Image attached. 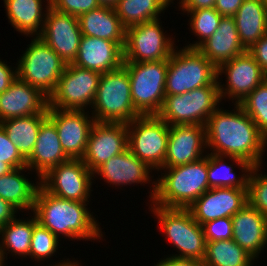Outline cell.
<instances>
[{"instance_id": "1", "label": "cell", "mask_w": 267, "mask_h": 266, "mask_svg": "<svg viewBox=\"0 0 267 266\" xmlns=\"http://www.w3.org/2000/svg\"><path fill=\"white\" fill-rule=\"evenodd\" d=\"M234 109L218 108L205 124L206 145L210 153L241 158L253 166H262L267 139L257 125L234 103Z\"/></svg>"}, {"instance_id": "2", "label": "cell", "mask_w": 267, "mask_h": 266, "mask_svg": "<svg viewBox=\"0 0 267 266\" xmlns=\"http://www.w3.org/2000/svg\"><path fill=\"white\" fill-rule=\"evenodd\" d=\"M87 202L59 198L41 185L36 193L33 212L38 223L58 239L98 240L103 237L99 222L87 208ZM61 236V237H60Z\"/></svg>"}, {"instance_id": "3", "label": "cell", "mask_w": 267, "mask_h": 266, "mask_svg": "<svg viewBox=\"0 0 267 266\" xmlns=\"http://www.w3.org/2000/svg\"><path fill=\"white\" fill-rule=\"evenodd\" d=\"M152 184L150 202L166 208H189L209 188L208 153L197 161L161 168ZM162 170L164 173H162Z\"/></svg>"}, {"instance_id": "4", "label": "cell", "mask_w": 267, "mask_h": 266, "mask_svg": "<svg viewBox=\"0 0 267 266\" xmlns=\"http://www.w3.org/2000/svg\"><path fill=\"white\" fill-rule=\"evenodd\" d=\"M150 206L152 214L158 218V228L178 250L179 254L171 257L202 261L206 251L204 230L189 209L166 208L153 203Z\"/></svg>"}, {"instance_id": "5", "label": "cell", "mask_w": 267, "mask_h": 266, "mask_svg": "<svg viewBox=\"0 0 267 266\" xmlns=\"http://www.w3.org/2000/svg\"><path fill=\"white\" fill-rule=\"evenodd\" d=\"M92 107L96 122L129 124L141 115L132 103L130 79L123 66L101 74Z\"/></svg>"}, {"instance_id": "6", "label": "cell", "mask_w": 267, "mask_h": 266, "mask_svg": "<svg viewBox=\"0 0 267 266\" xmlns=\"http://www.w3.org/2000/svg\"><path fill=\"white\" fill-rule=\"evenodd\" d=\"M208 85H219L217 67L198 49L176 47L168 59L165 95H179Z\"/></svg>"}, {"instance_id": "7", "label": "cell", "mask_w": 267, "mask_h": 266, "mask_svg": "<svg viewBox=\"0 0 267 266\" xmlns=\"http://www.w3.org/2000/svg\"><path fill=\"white\" fill-rule=\"evenodd\" d=\"M219 85H208L179 95H166L157 114L169 126L203 125L220 107Z\"/></svg>"}, {"instance_id": "8", "label": "cell", "mask_w": 267, "mask_h": 266, "mask_svg": "<svg viewBox=\"0 0 267 266\" xmlns=\"http://www.w3.org/2000/svg\"><path fill=\"white\" fill-rule=\"evenodd\" d=\"M134 108L141 115H157L164 103L168 60L124 62Z\"/></svg>"}, {"instance_id": "9", "label": "cell", "mask_w": 267, "mask_h": 266, "mask_svg": "<svg viewBox=\"0 0 267 266\" xmlns=\"http://www.w3.org/2000/svg\"><path fill=\"white\" fill-rule=\"evenodd\" d=\"M27 46L16 63L17 77L49 98L67 64L39 36L32 37Z\"/></svg>"}, {"instance_id": "10", "label": "cell", "mask_w": 267, "mask_h": 266, "mask_svg": "<svg viewBox=\"0 0 267 266\" xmlns=\"http://www.w3.org/2000/svg\"><path fill=\"white\" fill-rule=\"evenodd\" d=\"M128 149L152 169L164 165L170 126L158 115H140L127 124Z\"/></svg>"}, {"instance_id": "11", "label": "cell", "mask_w": 267, "mask_h": 266, "mask_svg": "<svg viewBox=\"0 0 267 266\" xmlns=\"http://www.w3.org/2000/svg\"><path fill=\"white\" fill-rule=\"evenodd\" d=\"M100 76V72L68 63L48 98V108L75 111L92 108Z\"/></svg>"}, {"instance_id": "12", "label": "cell", "mask_w": 267, "mask_h": 266, "mask_svg": "<svg viewBox=\"0 0 267 266\" xmlns=\"http://www.w3.org/2000/svg\"><path fill=\"white\" fill-rule=\"evenodd\" d=\"M160 18L126 28L124 62L168 60L174 49V37L164 33ZM175 45V46H174Z\"/></svg>"}, {"instance_id": "13", "label": "cell", "mask_w": 267, "mask_h": 266, "mask_svg": "<svg viewBox=\"0 0 267 266\" xmlns=\"http://www.w3.org/2000/svg\"><path fill=\"white\" fill-rule=\"evenodd\" d=\"M94 174L82 159H68L40 178V185L59 198L89 202Z\"/></svg>"}, {"instance_id": "14", "label": "cell", "mask_w": 267, "mask_h": 266, "mask_svg": "<svg viewBox=\"0 0 267 266\" xmlns=\"http://www.w3.org/2000/svg\"><path fill=\"white\" fill-rule=\"evenodd\" d=\"M217 73L221 98L231 99L235 104H240L267 79V74L248 51L221 64ZM222 73L225 74L226 85L219 80Z\"/></svg>"}, {"instance_id": "15", "label": "cell", "mask_w": 267, "mask_h": 266, "mask_svg": "<svg viewBox=\"0 0 267 266\" xmlns=\"http://www.w3.org/2000/svg\"><path fill=\"white\" fill-rule=\"evenodd\" d=\"M88 113L89 111L47 108V116L54 122L61 146L70 159H82L86 152L95 123L94 117Z\"/></svg>"}, {"instance_id": "16", "label": "cell", "mask_w": 267, "mask_h": 266, "mask_svg": "<svg viewBox=\"0 0 267 266\" xmlns=\"http://www.w3.org/2000/svg\"><path fill=\"white\" fill-rule=\"evenodd\" d=\"M39 37L53 49L66 64L77 57L82 33L77 16L51 7L46 12L43 30Z\"/></svg>"}, {"instance_id": "17", "label": "cell", "mask_w": 267, "mask_h": 266, "mask_svg": "<svg viewBox=\"0 0 267 266\" xmlns=\"http://www.w3.org/2000/svg\"><path fill=\"white\" fill-rule=\"evenodd\" d=\"M127 149V124L95 121L82 160L94 172L104 162Z\"/></svg>"}, {"instance_id": "18", "label": "cell", "mask_w": 267, "mask_h": 266, "mask_svg": "<svg viewBox=\"0 0 267 266\" xmlns=\"http://www.w3.org/2000/svg\"><path fill=\"white\" fill-rule=\"evenodd\" d=\"M248 204V189L217 187L204 192L188 209L201 226L211 220L232 217Z\"/></svg>"}, {"instance_id": "19", "label": "cell", "mask_w": 267, "mask_h": 266, "mask_svg": "<svg viewBox=\"0 0 267 266\" xmlns=\"http://www.w3.org/2000/svg\"><path fill=\"white\" fill-rule=\"evenodd\" d=\"M205 126L173 125L170 126L167 151L162 168L185 165L206 156Z\"/></svg>"}, {"instance_id": "20", "label": "cell", "mask_w": 267, "mask_h": 266, "mask_svg": "<svg viewBox=\"0 0 267 266\" xmlns=\"http://www.w3.org/2000/svg\"><path fill=\"white\" fill-rule=\"evenodd\" d=\"M48 97L18 77L0 93V122L16 117L47 114Z\"/></svg>"}, {"instance_id": "21", "label": "cell", "mask_w": 267, "mask_h": 266, "mask_svg": "<svg viewBox=\"0 0 267 266\" xmlns=\"http://www.w3.org/2000/svg\"><path fill=\"white\" fill-rule=\"evenodd\" d=\"M124 45L107 39L82 35L77 57L72 64L101 74L114 71L123 66Z\"/></svg>"}, {"instance_id": "22", "label": "cell", "mask_w": 267, "mask_h": 266, "mask_svg": "<svg viewBox=\"0 0 267 266\" xmlns=\"http://www.w3.org/2000/svg\"><path fill=\"white\" fill-rule=\"evenodd\" d=\"M150 170L153 169L127 149L104 162L93 174L94 179L95 176L97 178V175H99L109 185L123 187L131 184L137 185L140 183V185H145L151 183L153 181L151 177L153 178V176L150 175Z\"/></svg>"}, {"instance_id": "23", "label": "cell", "mask_w": 267, "mask_h": 266, "mask_svg": "<svg viewBox=\"0 0 267 266\" xmlns=\"http://www.w3.org/2000/svg\"><path fill=\"white\" fill-rule=\"evenodd\" d=\"M231 218L232 240L256 260L267 245V218L249 203Z\"/></svg>"}, {"instance_id": "24", "label": "cell", "mask_w": 267, "mask_h": 266, "mask_svg": "<svg viewBox=\"0 0 267 266\" xmlns=\"http://www.w3.org/2000/svg\"><path fill=\"white\" fill-rule=\"evenodd\" d=\"M70 159L64 152L54 122L47 117L39 128L32 154L26 160L30 171L35 169L40 179L51 168Z\"/></svg>"}, {"instance_id": "25", "label": "cell", "mask_w": 267, "mask_h": 266, "mask_svg": "<svg viewBox=\"0 0 267 266\" xmlns=\"http://www.w3.org/2000/svg\"><path fill=\"white\" fill-rule=\"evenodd\" d=\"M217 68L245 53L233 17L222 16L215 33L197 48Z\"/></svg>"}, {"instance_id": "26", "label": "cell", "mask_w": 267, "mask_h": 266, "mask_svg": "<svg viewBox=\"0 0 267 266\" xmlns=\"http://www.w3.org/2000/svg\"><path fill=\"white\" fill-rule=\"evenodd\" d=\"M77 18L82 35L125 44L126 28L117 16L115 8L100 6Z\"/></svg>"}, {"instance_id": "27", "label": "cell", "mask_w": 267, "mask_h": 266, "mask_svg": "<svg viewBox=\"0 0 267 266\" xmlns=\"http://www.w3.org/2000/svg\"><path fill=\"white\" fill-rule=\"evenodd\" d=\"M3 1L8 20L16 31L28 37L41 34L45 21V12L50 7V0H46V8L42 6L44 0Z\"/></svg>"}, {"instance_id": "28", "label": "cell", "mask_w": 267, "mask_h": 266, "mask_svg": "<svg viewBox=\"0 0 267 266\" xmlns=\"http://www.w3.org/2000/svg\"><path fill=\"white\" fill-rule=\"evenodd\" d=\"M233 18L246 50L267 34V6L262 0H244Z\"/></svg>"}, {"instance_id": "29", "label": "cell", "mask_w": 267, "mask_h": 266, "mask_svg": "<svg viewBox=\"0 0 267 266\" xmlns=\"http://www.w3.org/2000/svg\"><path fill=\"white\" fill-rule=\"evenodd\" d=\"M30 169L20 167L0 177V198L10 203L18 211L34 209L37 190L40 187V179L32 183L23 173ZM23 173H22V172ZM22 174V175H21ZM36 184V185H35Z\"/></svg>"}, {"instance_id": "30", "label": "cell", "mask_w": 267, "mask_h": 266, "mask_svg": "<svg viewBox=\"0 0 267 266\" xmlns=\"http://www.w3.org/2000/svg\"><path fill=\"white\" fill-rule=\"evenodd\" d=\"M230 158V159H228ZM224 159L231 160L241 169L240 177L234 171L233 165ZM253 165L241 158L225 157L208 153V184L209 188L230 187L248 189V179ZM237 176V177H236Z\"/></svg>"}, {"instance_id": "31", "label": "cell", "mask_w": 267, "mask_h": 266, "mask_svg": "<svg viewBox=\"0 0 267 266\" xmlns=\"http://www.w3.org/2000/svg\"><path fill=\"white\" fill-rule=\"evenodd\" d=\"M34 229V213L29 219L13 218L6 225L0 227V259L5 265L7 255L27 258L31 245V237ZM6 255V257H5Z\"/></svg>"}, {"instance_id": "32", "label": "cell", "mask_w": 267, "mask_h": 266, "mask_svg": "<svg viewBox=\"0 0 267 266\" xmlns=\"http://www.w3.org/2000/svg\"><path fill=\"white\" fill-rule=\"evenodd\" d=\"M47 117V114H34L10 118L0 122L9 140L16 146L25 160L32 154L41 123Z\"/></svg>"}, {"instance_id": "33", "label": "cell", "mask_w": 267, "mask_h": 266, "mask_svg": "<svg viewBox=\"0 0 267 266\" xmlns=\"http://www.w3.org/2000/svg\"><path fill=\"white\" fill-rule=\"evenodd\" d=\"M173 0H118L115 8L122 25H133L159 19Z\"/></svg>"}, {"instance_id": "34", "label": "cell", "mask_w": 267, "mask_h": 266, "mask_svg": "<svg viewBox=\"0 0 267 266\" xmlns=\"http://www.w3.org/2000/svg\"><path fill=\"white\" fill-rule=\"evenodd\" d=\"M256 261L234 240L206 242L204 266H252Z\"/></svg>"}, {"instance_id": "35", "label": "cell", "mask_w": 267, "mask_h": 266, "mask_svg": "<svg viewBox=\"0 0 267 266\" xmlns=\"http://www.w3.org/2000/svg\"><path fill=\"white\" fill-rule=\"evenodd\" d=\"M190 15L189 25L193 35L197 36L199 41L186 45L185 48L197 49L203 42L211 37L217 30L222 16L215 8H201L195 10H181Z\"/></svg>"}, {"instance_id": "36", "label": "cell", "mask_w": 267, "mask_h": 266, "mask_svg": "<svg viewBox=\"0 0 267 266\" xmlns=\"http://www.w3.org/2000/svg\"><path fill=\"white\" fill-rule=\"evenodd\" d=\"M240 106L267 139V79L252 91L240 103Z\"/></svg>"}, {"instance_id": "37", "label": "cell", "mask_w": 267, "mask_h": 266, "mask_svg": "<svg viewBox=\"0 0 267 266\" xmlns=\"http://www.w3.org/2000/svg\"><path fill=\"white\" fill-rule=\"evenodd\" d=\"M59 240L47 228L38 223L34 214V229L31 237V245L29 250V258H33L36 262L46 261L52 258L53 254H57Z\"/></svg>"}, {"instance_id": "38", "label": "cell", "mask_w": 267, "mask_h": 266, "mask_svg": "<svg viewBox=\"0 0 267 266\" xmlns=\"http://www.w3.org/2000/svg\"><path fill=\"white\" fill-rule=\"evenodd\" d=\"M254 166L248 179V203L267 218V175ZM260 171V173H259Z\"/></svg>"}, {"instance_id": "39", "label": "cell", "mask_w": 267, "mask_h": 266, "mask_svg": "<svg viewBox=\"0 0 267 266\" xmlns=\"http://www.w3.org/2000/svg\"><path fill=\"white\" fill-rule=\"evenodd\" d=\"M206 242L230 240L233 236L231 217L211 220L202 225Z\"/></svg>"}, {"instance_id": "40", "label": "cell", "mask_w": 267, "mask_h": 266, "mask_svg": "<svg viewBox=\"0 0 267 266\" xmlns=\"http://www.w3.org/2000/svg\"><path fill=\"white\" fill-rule=\"evenodd\" d=\"M100 6L98 0H50L51 8L77 17Z\"/></svg>"}, {"instance_id": "41", "label": "cell", "mask_w": 267, "mask_h": 266, "mask_svg": "<svg viewBox=\"0 0 267 266\" xmlns=\"http://www.w3.org/2000/svg\"><path fill=\"white\" fill-rule=\"evenodd\" d=\"M0 161L10 164L14 169L26 167V160L21 156L16 146L9 140L3 127L0 125Z\"/></svg>"}, {"instance_id": "42", "label": "cell", "mask_w": 267, "mask_h": 266, "mask_svg": "<svg viewBox=\"0 0 267 266\" xmlns=\"http://www.w3.org/2000/svg\"><path fill=\"white\" fill-rule=\"evenodd\" d=\"M247 51L267 74V34L247 49Z\"/></svg>"}, {"instance_id": "43", "label": "cell", "mask_w": 267, "mask_h": 266, "mask_svg": "<svg viewBox=\"0 0 267 266\" xmlns=\"http://www.w3.org/2000/svg\"><path fill=\"white\" fill-rule=\"evenodd\" d=\"M6 63L0 59V93L8 89L17 78V66L14 69V67L12 68Z\"/></svg>"}, {"instance_id": "44", "label": "cell", "mask_w": 267, "mask_h": 266, "mask_svg": "<svg viewBox=\"0 0 267 266\" xmlns=\"http://www.w3.org/2000/svg\"><path fill=\"white\" fill-rule=\"evenodd\" d=\"M244 0H216L215 10L226 17H233Z\"/></svg>"}, {"instance_id": "45", "label": "cell", "mask_w": 267, "mask_h": 266, "mask_svg": "<svg viewBox=\"0 0 267 266\" xmlns=\"http://www.w3.org/2000/svg\"><path fill=\"white\" fill-rule=\"evenodd\" d=\"M166 259H160L154 266H204L202 261L195 259H182L175 257H165Z\"/></svg>"}, {"instance_id": "46", "label": "cell", "mask_w": 267, "mask_h": 266, "mask_svg": "<svg viewBox=\"0 0 267 266\" xmlns=\"http://www.w3.org/2000/svg\"><path fill=\"white\" fill-rule=\"evenodd\" d=\"M180 10H195L201 8H214L216 0H179Z\"/></svg>"}, {"instance_id": "47", "label": "cell", "mask_w": 267, "mask_h": 266, "mask_svg": "<svg viewBox=\"0 0 267 266\" xmlns=\"http://www.w3.org/2000/svg\"><path fill=\"white\" fill-rule=\"evenodd\" d=\"M18 210L10 203L0 198V227L16 217Z\"/></svg>"}, {"instance_id": "48", "label": "cell", "mask_w": 267, "mask_h": 266, "mask_svg": "<svg viewBox=\"0 0 267 266\" xmlns=\"http://www.w3.org/2000/svg\"><path fill=\"white\" fill-rule=\"evenodd\" d=\"M72 260L70 261V259L68 258L65 260H61L63 262L60 261L57 264L55 262V264H53V265L51 264V266H82V265H80L81 263H79L77 260L76 261L74 259H72Z\"/></svg>"}, {"instance_id": "49", "label": "cell", "mask_w": 267, "mask_h": 266, "mask_svg": "<svg viewBox=\"0 0 267 266\" xmlns=\"http://www.w3.org/2000/svg\"><path fill=\"white\" fill-rule=\"evenodd\" d=\"M12 170L14 168L10 164L0 161V177L10 173Z\"/></svg>"}, {"instance_id": "50", "label": "cell", "mask_w": 267, "mask_h": 266, "mask_svg": "<svg viewBox=\"0 0 267 266\" xmlns=\"http://www.w3.org/2000/svg\"><path fill=\"white\" fill-rule=\"evenodd\" d=\"M101 6L115 7L118 0H98Z\"/></svg>"}, {"instance_id": "51", "label": "cell", "mask_w": 267, "mask_h": 266, "mask_svg": "<svg viewBox=\"0 0 267 266\" xmlns=\"http://www.w3.org/2000/svg\"><path fill=\"white\" fill-rule=\"evenodd\" d=\"M262 1L267 6V0H262Z\"/></svg>"}]
</instances>
